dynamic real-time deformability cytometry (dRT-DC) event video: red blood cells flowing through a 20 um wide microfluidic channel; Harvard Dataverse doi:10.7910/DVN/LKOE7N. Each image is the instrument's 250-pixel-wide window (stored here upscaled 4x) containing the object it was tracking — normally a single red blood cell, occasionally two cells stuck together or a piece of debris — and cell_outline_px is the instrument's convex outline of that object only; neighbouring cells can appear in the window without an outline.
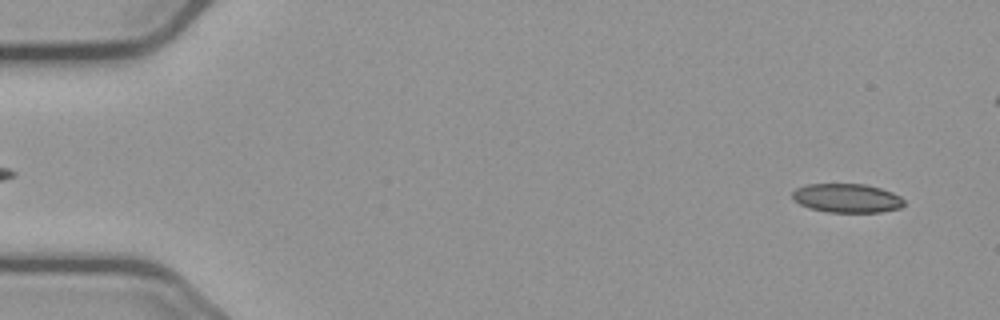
{"species": "common noctule bat (a hibernating species)", "species_latin": "Nyctalus noctula", "temperature_condition": "cold", "stored_images_in_passage": 51, "camera_frame_rate_fps": 3000, "um_per_image_px": 0.085, "animal": {"sex": "male", "body_mass_g": 23.1, "forearm_length_mm": 52.7}, "frame": {"image": 1, "passage_image": 3, "time_ms": 0.667, "image_size_px": [1000, 320], "cell_outline_px": [[904, 204], [900, 208], [880, 212], [828, 212], [808, 208], [800, 204], [792, 196], [792, 192], [796, 188], [804, 184], [864, 184], [880, 188], [892, 192], [900, 196], [904, 200]], "centroid_in_image_um": [71.98, 16.84], "position_along_channel_um": 13.0, "area_um2": 18.84}}
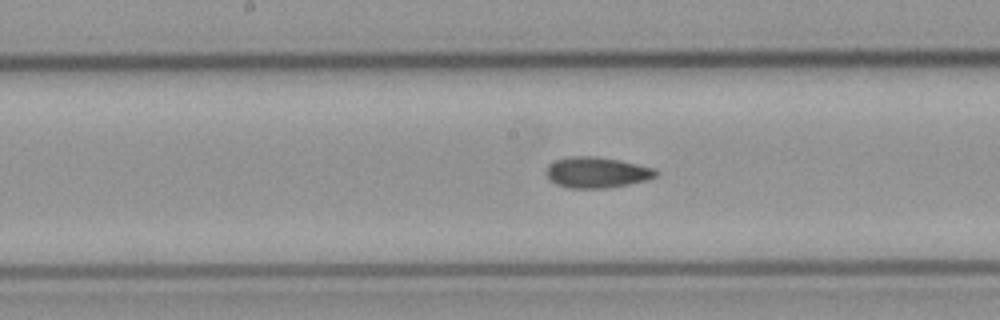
{"frame": {"image": 2, "passage_image": 28, "time_ms": 9.0, "image_size_px": [1000, 320], "cell_outline_px": [[656, 176], [648, 180], [628, 184], [604, 188], [568, 188], [556, 184], [548, 176], [548, 164], [556, 160], [568, 156], [596, 156], [620, 160], [652, 168], [656, 172]], "centroid_in_image_um": [50.71, 14.65], "position_along_channel_um": 197.5, "area_um2": 19.42}}
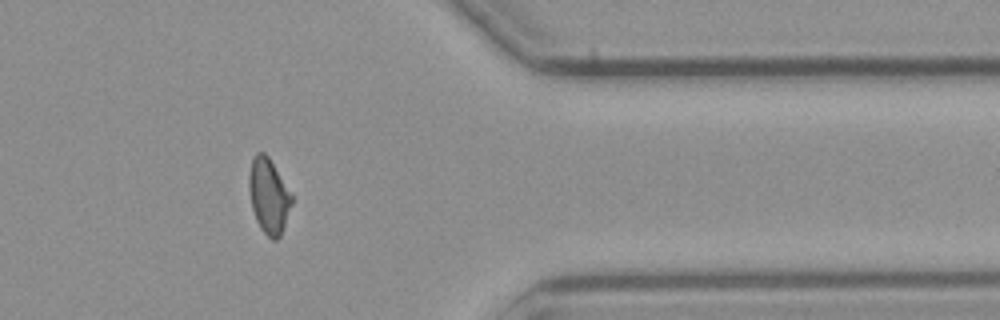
{"frame": {"image": 3, "passage_image": 45, "time_ms": 14.667, "image_size_px": [1000, 320], "cell_outline_px": [[292, 204], [280, 236], [276, 240], [272, 240], [260, 228], [256, 220], [252, 208], [248, 188], [248, 176], [252, 160], [256, 152], [264, 152], [268, 156], [292, 196]], "centroid_in_image_um": [22.81, 16.66], "position_along_channel_um": 388.6, "area_um2": 18.44}, "authors_computed_cell_mechanics": {"area_um2": 19.3052, "velocity_mm_per_s": 3.6959, "shape_relaxation_time_tau1_ms": null, "shape_relaxation_time_tau2_ms": 4.0146, "deformation_change_tau1": null, "deformation_change_tau2": 0.1125}}